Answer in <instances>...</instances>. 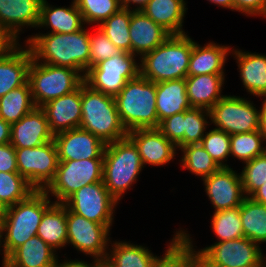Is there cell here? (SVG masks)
I'll return each instance as SVG.
<instances>
[{"mask_svg":"<svg viewBox=\"0 0 266 267\" xmlns=\"http://www.w3.org/2000/svg\"><path fill=\"white\" fill-rule=\"evenodd\" d=\"M25 44L37 62L72 68L83 77L89 69L90 39L85 27L74 33H36Z\"/></svg>","mask_w":266,"mask_h":267,"instance_id":"cell-1","label":"cell"},{"mask_svg":"<svg viewBox=\"0 0 266 267\" xmlns=\"http://www.w3.org/2000/svg\"><path fill=\"white\" fill-rule=\"evenodd\" d=\"M194 40L187 33L170 35L139 60L140 75L154 83L185 79Z\"/></svg>","mask_w":266,"mask_h":267,"instance_id":"cell-2","label":"cell"},{"mask_svg":"<svg viewBox=\"0 0 266 267\" xmlns=\"http://www.w3.org/2000/svg\"><path fill=\"white\" fill-rule=\"evenodd\" d=\"M54 203L43 191L36 190L28 198L7 207L0 218L3 250L8 257L17 247L37 235L44 212Z\"/></svg>","mask_w":266,"mask_h":267,"instance_id":"cell-3","label":"cell"},{"mask_svg":"<svg viewBox=\"0 0 266 267\" xmlns=\"http://www.w3.org/2000/svg\"><path fill=\"white\" fill-rule=\"evenodd\" d=\"M114 99L121 122L128 132L158 128L156 83L139 75L129 80Z\"/></svg>","mask_w":266,"mask_h":267,"instance_id":"cell-4","label":"cell"},{"mask_svg":"<svg viewBox=\"0 0 266 267\" xmlns=\"http://www.w3.org/2000/svg\"><path fill=\"white\" fill-rule=\"evenodd\" d=\"M143 168L138 148L128 136L106 144L102 181L117 201L137 182Z\"/></svg>","mask_w":266,"mask_h":267,"instance_id":"cell-5","label":"cell"},{"mask_svg":"<svg viewBox=\"0 0 266 267\" xmlns=\"http://www.w3.org/2000/svg\"><path fill=\"white\" fill-rule=\"evenodd\" d=\"M82 119L80 128L99 137L106 144L121 140L128 131L121 122L113 96L81 84Z\"/></svg>","mask_w":266,"mask_h":267,"instance_id":"cell-6","label":"cell"},{"mask_svg":"<svg viewBox=\"0 0 266 267\" xmlns=\"http://www.w3.org/2000/svg\"><path fill=\"white\" fill-rule=\"evenodd\" d=\"M84 77L72 68L37 62L32 58L28 69V83L36 107L78 89Z\"/></svg>","mask_w":266,"mask_h":267,"instance_id":"cell-7","label":"cell"},{"mask_svg":"<svg viewBox=\"0 0 266 267\" xmlns=\"http://www.w3.org/2000/svg\"><path fill=\"white\" fill-rule=\"evenodd\" d=\"M136 56L121 52L102 60L87 70L84 82L94 90L115 97L129 80L140 75V63H137Z\"/></svg>","mask_w":266,"mask_h":267,"instance_id":"cell-8","label":"cell"},{"mask_svg":"<svg viewBox=\"0 0 266 267\" xmlns=\"http://www.w3.org/2000/svg\"><path fill=\"white\" fill-rule=\"evenodd\" d=\"M103 159L59 161L56 174L43 190L54 203H64L85 185L102 181Z\"/></svg>","mask_w":266,"mask_h":267,"instance_id":"cell-9","label":"cell"},{"mask_svg":"<svg viewBox=\"0 0 266 267\" xmlns=\"http://www.w3.org/2000/svg\"><path fill=\"white\" fill-rule=\"evenodd\" d=\"M261 245L246 237L215 242L196 250L200 261L207 267H258L266 261Z\"/></svg>","mask_w":266,"mask_h":267,"instance_id":"cell-10","label":"cell"},{"mask_svg":"<svg viewBox=\"0 0 266 267\" xmlns=\"http://www.w3.org/2000/svg\"><path fill=\"white\" fill-rule=\"evenodd\" d=\"M210 125L229 135L259 130L260 110L253 101L240 96L225 95L209 109Z\"/></svg>","mask_w":266,"mask_h":267,"instance_id":"cell-11","label":"cell"},{"mask_svg":"<svg viewBox=\"0 0 266 267\" xmlns=\"http://www.w3.org/2000/svg\"><path fill=\"white\" fill-rule=\"evenodd\" d=\"M17 169L36 190H44L53 180L58 166L55 141L33 148H15Z\"/></svg>","mask_w":266,"mask_h":267,"instance_id":"cell-12","label":"cell"},{"mask_svg":"<svg viewBox=\"0 0 266 267\" xmlns=\"http://www.w3.org/2000/svg\"><path fill=\"white\" fill-rule=\"evenodd\" d=\"M118 201L109 193L103 181L85 185L63 204L74 213L102 224L112 226Z\"/></svg>","mask_w":266,"mask_h":267,"instance_id":"cell-13","label":"cell"},{"mask_svg":"<svg viewBox=\"0 0 266 267\" xmlns=\"http://www.w3.org/2000/svg\"><path fill=\"white\" fill-rule=\"evenodd\" d=\"M111 226L90 221L67 208V245L94 258L107 257Z\"/></svg>","mask_w":266,"mask_h":267,"instance_id":"cell-14","label":"cell"},{"mask_svg":"<svg viewBox=\"0 0 266 267\" xmlns=\"http://www.w3.org/2000/svg\"><path fill=\"white\" fill-rule=\"evenodd\" d=\"M235 171L231 167H221L202 180L215 212L237 207L246 198L240 173Z\"/></svg>","mask_w":266,"mask_h":267,"instance_id":"cell-15","label":"cell"},{"mask_svg":"<svg viewBox=\"0 0 266 267\" xmlns=\"http://www.w3.org/2000/svg\"><path fill=\"white\" fill-rule=\"evenodd\" d=\"M59 161L103 159L106 143L80 127L54 135Z\"/></svg>","mask_w":266,"mask_h":267,"instance_id":"cell-16","label":"cell"},{"mask_svg":"<svg viewBox=\"0 0 266 267\" xmlns=\"http://www.w3.org/2000/svg\"><path fill=\"white\" fill-rule=\"evenodd\" d=\"M127 136L137 146L143 167L163 166L177 155V147L157 128L132 130Z\"/></svg>","mask_w":266,"mask_h":267,"instance_id":"cell-17","label":"cell"},{"mask_svg":"<svg viewBox=\"0 0 266 267\" xmlns=\"http://www.w3.org/2000/svg\"><path fill=\"white\" fill-rule=\"evenodd\" d=\"M54 140L44 111L35 107L11 125L10 144L14 148H33Z\"/></svg>","mask_w":266,"mask_h":267,"instance_id":"cell-18","label":"cell"},{"mask_svg":"<svg viewBox=\"0 0 266 267\" xmlns=\"http://www.w3.org/2000/svg\"><path fill=\"white\" fill-rule=\"evenodd\" d=\"M55 135L80 127L82 119L81 86L70 94L53 99L40 107Z\"/></svg>","mask_w":266,"mask_h":267,"instance_id":"cell-19","label":"cell"},{"mask_svg":"<svg viewBox=\"0 0 266 267\" xmlns=\"http://www.w3.org/2000/svg\"><path fill=\"white\" fill-rule=\"evenodd\" d=\"M41 3L42 0H0V25L19 41L23 28H37Z\"/></svg>","mask_w":266,"mask_h":267,"instance_id":"cell-20","label":"cell"},{"mask_svg":"<svg viewBox=\"0 0 266 267\" xmlns=\"http://www.w3.org/2000/svg\"><path fill=\"white\" fill-rule=\"evenodd\" d=\"M131 54L141 58L162 44L170 34L142 11H133L129 24Z\"/></svg>","mask_w":266,"mask_h":267,"instance_id":"cell-21","label":"cell"},{"mask_svg":"<svg viewBox=\"0 0 266 267\" xmlns=\"http://www.w3.org/2000/svg\"><path fill=\"white\" fill-rule=\"evenodd\" d=\"M23 47L19 43L7 55L0 57V97L28 81L33 57L29 47L26 44Z\"/></svg>","mask_w":266,"mask_h":267,"instance_id":"cell-22","label":"cell"},{"mask_svg":"<svg viewBox=\"0 0 266 267\" xmlns=\"http://www.w3.org/2000/svg\"><path fill=\"white\" fill-rule=\"evenodd\" d=\"M231 52L238 63L239 75L248 94L266 97V55L239 49Z\"/></svg>","mask_w":266,"mask_h":267,"instance_id":"cell-23","label":"cell"},{"mask_svg":"<svg viewBox=\"0 0 266 267\" xmlns=\"http://www.w3.org/2000/svg\"><path fill=\"white\" fill-rule=\"evenodd\" d=\"M231 50V46L214 42L201 46L194 40L187 76L225 74V63Z\"/></svg>","mask_w":266,"mask_h":267,"instance_id":"cell-24","label":"cell"},{"mask_svg":"<svg viewBox=\"0 0 266 267\" xmlns=\"http://www.w3.org/2000/svg\"><path fill=\"white\" fill-rule=\"evenodd\" d=\"M225 74L187 76L186 92L191 107L209 110L222 97Z\"/></svg>","mask_w":266,"mask_h":267,"instance_id":"cell-25","label":"cell"},{"mask_svg":"<svg viewBox=\"0 0 266 267\" xmlns=\"http://www.w3.org/2000/svg\"><path fill=\"white\" fill-rule=\"evenodd\" d=\"M85 23L75 0L70 7H55L42 0L37 28L50 30L47 33H74L84 27Z\"/></svg>","mask_w":266,"mask_h":267,"instance_id":"cell-26","label":"cell"},{"mask_svg":"<svg viewBox=\"0 0 266 267\" xmlns=\"http://www.w3.org/2000/svg\"><path fill=\"white\" fill-rule=\"evenodd\" d=\"M38 235L31 237L7 257V267H56L58 255Z\"/></svg>","mask_w":266,"mask_h":267,"instance_id":"cell-27","label":"cell"},{"mask_svg":"<svg viewBox=\"0 0 266 267\" xmlns=\"http://www.w3.org/2000/svg\"><path fill=\"white\" fill-rule=\"evenodd\" d=\"M186 3L185 0H148L141 11L170 35H180L186 33L183 29Z\"/></svg>","mask_w":266,"mask_h":267,"instance_id":"cell-28","label":"cell"},{"mask_svg":"<svg viewBox=\"0 0 266 267\" xmlns=\"http://www.w3.org/2000/svg\"><path fill=\"white\" fill-rule=\"evenodd\" d=\"M185 79L156 83V112L158 122L190 109Z\"/></svg>","mask_w":266,"mask_h":267,"instance_id":"cell-29","label":"cell"},{"mask_svg":"<svg viewBox=\"0 0 266 267\" xmlns=\"http://www.w3.org/2000/svg\"><path fill=\"white\" fill-rule=\"evenodd\" d=\"M37 235L56 252L67 246V207L53 203L43 214Z\"/></svg>","mask_w":266,"mask_h":267,"instance_id":"cell-30","label":"cell"},{"mask_svg":"<svg viewBox=\"0 0 266 267\" xmlns=\"http://www.w3.org/2000/svg\"><path fill=\"white\" fill-rule=\"evenodd\" d=\"M188 231L176 230L174 237L167 245L163 256H159L153 267H192L197 258L193 239Z\"/></svg>","mask_w":266,"mask_h":267,"instance_id":"cell-31","label":"cell"},{"mask_svg":"<svg viewBox=\"0 0 266 267\" xmlns=\"http://www.w3.org/2000/svg\"><path fill=\"white\" fill-rule=\"evenodd\" d=\"M107 257L116 267H153L156 259L148 247L126 241H110ZM110 250V251H109Z\"/></svg>","mask_w":266,"mask_h":267,"instance_id":"cell-32","label":"cell"},{"mask_svg":"<svg viewBox=\"0 0 266 267\" xmlns=\"http://www.w3.org/2000/svg\"><path fill=\"white\" fill-rule=\"evenodd\" d=\"M244 237L262 244L266 243V205L246 197L240 205Z\"/></svg>","mask_w":266,"mask_h":267,"instance_id":"cell-33","label":"cell"},{"mask_svg":"<svg viewBox=\"0 0 266 267\" xmlns=\"http://www.w3.org/2000/svg\"><path fill=\"white\" fill-rule=\"evenodd\" d=\"M28 81L0 97V117L12 125L35 108Z\"/></svg>","mask_w":266,"mask_h":267,"instance_id":"cell-34","label":"cell"},{"mask_svg":"<svg viewBox=\"0 0 266 267\" xmlns=\"http://www.w3.org/2000/svg\"><path fill=\"white\" fill-rule=\"evenodd\" d=\"M178 150L183 153L180 158L182 169L189 170L202 180L221 168L200 143L185 145Z\"/></svg>","mask_w":266,"mask_h":267,"instance_id":"cell-35","label":"cell"},{"mask_svg":"<svg viewBox=\"0 0 266 267\" xmlns=\"http://www.w3.org/2000/svg\"><path fill=\"white\" fill-rule=\"evenodd\" d=\"M132 11L120 8L99 25L102 32L122 52L131 53V40L129 36V24Z\"/></svg>","mask_w":266,"mask_h":267,"instance_id":"cell-36","label":"cell"},{"mask_svg":"<svg viewBox=\"0 0 266 267\" xmlns=\"http://www.w3.org/2000/svg\"><path fill=\"white\" fill-rule=\"evenodd\" d=\"M36 189L19 172H0V202L7 208L28 198Z\"/></svg>","mask_w":266,"mask_h":267,"instance_id":"cell-37","label":"cell"},{"mask_svg":"<svg viewBox=\"0 0 266 267\" xmlns=\"http://www.w3.org/2000/svg\"><path fill=\"white\" fill-rule=\"evenodd\" d=\"M266 140L259 131L232 134L230 136V156L246 163L266 151Z\"/></svg>","mask_w":266,"mask_h":267,"instance_id":"cell-38","label":"cell"},{"mask_svg":"<svg viewBox=\"0 0 266 267\" xmlns=\"http://www.w3.org/2000/svg\"><path fill=\"white\" fill-rule=\"evenodd\" d=\"M211 227L219 242L244 237L240 205L214 212L211 218Z\"/></svg>","mask_w":266,"mask_h":267,"instance_id":"cell-39","label":"cell"},{"mask_svg":"<svg viewBox=\"0 0 266 267\" xmlns=\"http://www.w3.org/2000/svg\"><path fill=\"white\" fill-rule=\"evenodd\" d=\"M86 25L99 26L121 7L120 0H75Z\"/></svg>","mask_w":266,"mask_h":267,"instance_id":"cell-40","label":"cell"},{"mask_svg":"<svg viewBox=\"0 0 266 267\" xmlns=\"http://www.w3.org/2000/svg\"><path fill=\"white\" fill-rule=\"evenodd\" d=\"M209 110L191 107L185 111L184 146L200 143L206 134L210 121Z\"/></svg>","mask_w":266,"mask_h":267,"instance_id":"cell-41","label":"cell"},{"mask_svg":"<svg viewBox=\"0 0 266 267\" xmlns=\"http://www.w3.org/2000/svg\"><path fill=\"white\" fill-rule=\"evenodd\" d=\"M230 136L228 133L213 128L206 131L200 144L220 167H229L227 162L230 157Z\"/></svg>","mask_w":266,"mask_h":267,"instance_id":"cell-42","label":"cell"},{"mask_svg":"<svg viewBox=\"0 0 266 267\" xmlns=\"http://www.w3.org/2000/svg\"><path fill=\"white\" fill-rule=\"evenodd\" d=\"M244 165L240 176L245 196L250 197L266 182V151Z\"/></svg>","mask_w":266,"mask_h":267,"instance_id":"cell-43","label":"cell"},{"mask_svg":"<svg viewBox=\"0 0 266 267\" xmlns=\"http://www.w3.org/2000/svg\"><path fill=\"white\" fill-rule=\"evenodd\" d=\"M94 33L89 32L90 55L89 68L95 66L102 60L117 56L122 51L117 48L109 38L97 27Z\"/></svg>","mask_w":266,"mask_h":267,"instance_id":"cell-44","label":"cell"},{"mask_svg":"<svg viewBox=\"0 0 266 267\" xmlns=\"http://www.w3.org/2000/svg\"><path fill=\"white\" fill-rule=\"evenodd\" d=\"M184 118L185 112L176 113L159 122L157 128L177 149L184 146Z\"/></svg>","mask_w":266,"mask_h":267,"instance_id":"cell-45","label":"cell"},{"mask_svg":"<svg viewBox=\"0 0 266 267\" xmlns=\"http://www.w3.org/2000/svg\"><path fill=\"white\" fill-rule=\"evenodd\" d=\"M235 11L247 16L266 18V0H234Z\"/></svg>","mask_w":266,"mask_h":267,"instance_id":"cell-46","label":"cell"},{"mask_svg":"<svg viewBox=\"0 0 266 267\" xmlns=\"http://www.w3.org/2000/svg\"><path fill=\"white\" fill-rule=\"evenodd\" d=\"M0 172H18L15 148L10 143L0 145Z\"/></svg>","mask_w":266,"mask_h":267,"instance_id":"cell-47","label":"cell"},{"mask_svg":"<svg viewBox=\"0 0 266 267\" xmlns=\"http://www.w3.org/2000/svg\"><path fill=\"white\" fill-rule=\"evenodd\" d=\"M19 42L0 25V57L7 55Z\"/></svg>","mask_w":266,"mask_h":267,"instance_id":"cell-48","label":"cell"},{"mask_svg":"<svg viewBox=\"0 0 266 267\" xmlns=\"http://www.w3.org/2000/svg\"><path fill=\"white\" fill-rule=\"evenodd\" d=\"M94 257H93V260H92V263H87L86 261L84 260H66L64 259L63 261H59V259L57 260V264H56V267H94Z\"/></svg>","mask_w":266,"mask_h":267,"instance_id":"cell-49","label":"cell"},{"mask_svg":"<svg viewBox=\"0 0 266 267\" xmlns=\"http://www.w3.org/2000/svg\"><path fill=\"white\" fill-rule=\"evenodd\" d=\"M11 125L0 117V145L10 143Z\"/></svg>","mask_w":266,"mask_h":267,"instance_id":"cell-50","label":"cell"},{"mask_svg":"<svg viewBox=\"0 0 266 267\" xmlns=\"http://www.w3.org/2000/svg\"><path fill=\"white\" fill-rule=\"evenodd\" d=\"M148 0H120V4L122 8L133 10V11H141L147 4ZM136 4L132 9L131 5Z\"/></svg>","mask_w":266,"mask_h":267,"instance_id":"cell-51","label":"cell"},{"mask_svg":"<svg viewBox=\"0 0 266 267\" xmlns=\"http://www.w3.org/2000/svg\"><path fill=\"white\" fill-rule=\"evenodd\" d=\"M262 106L260 109V121H259V131L264 135L266 140V97H263Z\"/></svg>","mask_w":266,"mask_h":267,"instance_id":"cell-52","label":"cell"},{"mask_svg":"<svg viewBox=\"0 0 266 267\" xmlns=\"http://www.w3.org/2000/svg\"><path fill=\"white\" fill-rule=\"evenodd\" d=\"M254 201L266 205V182L262 184L251 196Z\"/></svg>","mask_w":266,"mask_h":267,"instance_id":"cell-53","label":"cell"},{"mask_svg":"<svg viewBox=\"0 0 266 267\" xmlns=\"http://www.w3.org/2000/svg\"><path fill=\"white\" fill-rule=\"evenodd\" d=\"M210 3L212 4H216L220 7H223V8H228L232 11L235 10V3H234V0H208Z\"/></svg>","mask_w":266,"mask_h":267,"instance_id":"cell-54","label":"cell"},{"mask_svg":"<svg viewBox=\"0 0 266 267\" xmlns=\"http://www.w3.org/2000/svg\"><path fill=\"white\" fill-rule=\"evenodd\" d=\"M94 267H116L114 263L108 258H95Z\"/></svg>","mask_w":266,"mask_h":267,"instance_id":"cell-55","label":"cell"},{"mask_svg":"<svg viewBox=\"0 0 266 267\" xmlns=\"http://www.w3.org/2000/svg\"><path fill=\"white\" fill-rule=\"evenodd\" d=\"M0 251H2L3 257H2V267H6L7 266V257L4 254V250H3V239H2V228L0 225ZM1 253V252H0Z\"/></svg>","mask_w":266,"mask_h":267,"instance_id":"cell-56","label":"cell"},{"mask_svg":"<svg viewBox=\"0 0 266 267\" xmlns=\"http://www.w3.org/2000/svg\"><path fill=\"white\" fill-rule=\"evenodd\" d=\"M192 267H207L202 261L198 259V257L193 261Z\"/></svg>","mask_w":266,"mask_h":267,"instance_id":"cell-57","label":"cell"},{"mask_svg":"<svg viewBox=\"0 0 266 267\" xmlns=\"http://www.w3.org/2000/svg\"><path fill=\"white\" fill-rule=\"evenodd\" d=\"M5 210H6V208L0 202V218L3 216Z\"/></svg>","mask_w":266,"mask_h":267,"instance_id":"cell-58","label":"cell"},{"mask_svg":"<svg viewBox=\"0 0 266 267\" xmlns=\"http://www.w3.org/2000/svg\"><path fill=\"white\" fill-rule=\"evenodd\" d=\"M258 267H266V261L264 263H262L260 266Z\"/></svg>","mask_w":266,"mask_h":267,"instance_id":"cell-59","label":"cell"}]
</instances>
